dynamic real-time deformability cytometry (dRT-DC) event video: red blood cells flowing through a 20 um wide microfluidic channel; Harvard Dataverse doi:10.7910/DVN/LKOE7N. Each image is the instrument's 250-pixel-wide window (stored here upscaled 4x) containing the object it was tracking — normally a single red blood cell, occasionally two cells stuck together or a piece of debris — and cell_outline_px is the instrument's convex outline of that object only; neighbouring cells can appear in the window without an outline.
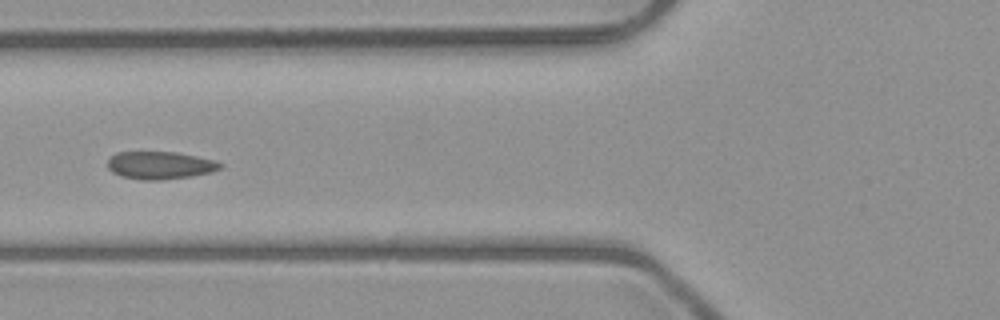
{"species": "common noctule bat (a hibernating species)", "species_latin": "Nyctalus noctula", "temperature_condition": "room temperature", "stored_images_in_passage": 7, "camera_frame_rate_fps": 3000, "um_per_image_px": 0.085, "animal": {"sex": "male", "body_mass_g": 23.1, "forearm_length_mm": 52.7}, "frame": {"image": 1, "passage_image": 6, "time_ms": 5.667, "image_size_px": [1000, 320], "cell_outline_px": [[224, 164], [220, 168], [212, 172], [192, 176], [160, 180], [140, 180], [120, 176], [112, 172], [108, 168], [108, 160], [116, 152], [176, 152], [196, 156], [212, 160]], "centroid_in_image_um": [13.58, 14.06], "position_along_channel_um": 112.2, "area_um2": 18.15}}
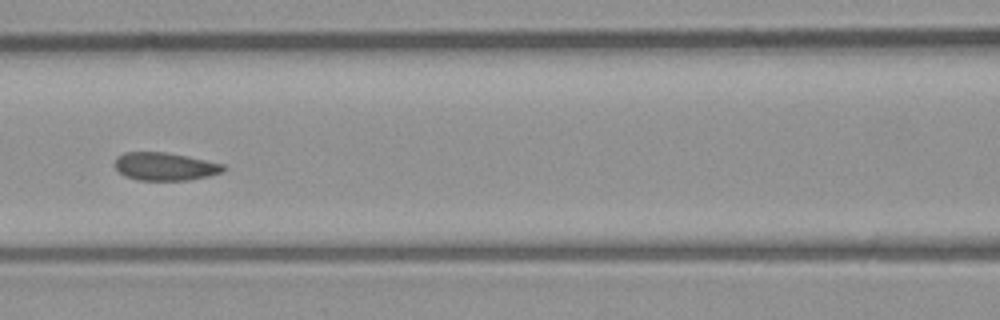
{"frame": {"image": 2, "passage_image": 7, "time_ms": 6.667, "image_size_px": [1000, 320], "cell_outline_px": [[228, 168], [224, 172], [208, 176], [188, 180], [136, 180], [124, 176], [112, 164], [116, 156], [124, 152], [164, 152], [188, 156], [224, 164]], "centroid_in_image_um": [14.01, 14.15], "position_along_channel_um": 152.6, "area_um2": 17.98}}